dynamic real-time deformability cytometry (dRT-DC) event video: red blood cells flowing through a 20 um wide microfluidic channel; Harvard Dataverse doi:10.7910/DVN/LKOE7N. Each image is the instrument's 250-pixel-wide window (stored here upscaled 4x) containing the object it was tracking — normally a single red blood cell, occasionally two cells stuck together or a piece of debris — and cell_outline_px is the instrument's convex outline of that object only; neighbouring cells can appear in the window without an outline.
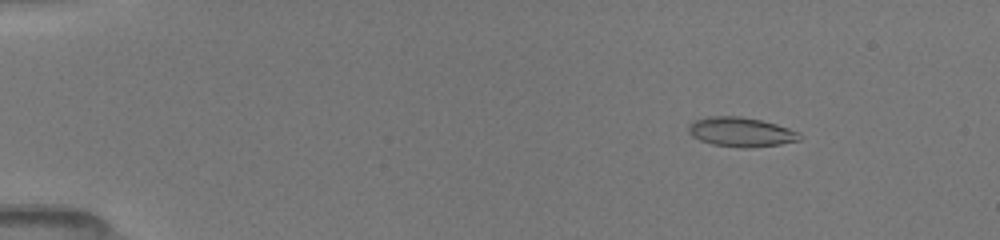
{"species": "common noctule bat (a hibernating species)", "species_latin": "Nyctalus noctula", "temperature_condition": "room temperature", "stored_images_in_passage": 51, "camera_frame_rate_fps": 3000, "um_per_image_px": 0.085, "animal": {"sex": "female", "body_mass_g": 19.5, "forearm_length_mm": 54.1}, "frame": {"image": 1, "passage_image": 7, "time_ms": 2.0, "image_size_px": [1000, 240], "cell_outline_px": [[804, 136], [800, 140], [780, 144], [712, 144], [700, 140], [692, 136], [688, 132], [688, 124], [692, 120], [708, 116], [740, 116], [760, 120], [776, 124], [800, 132]], "centroid_in_image_um": [62.95, 11.15], "position_along_channel_um": 22.1, "area_um2": 18.21}}
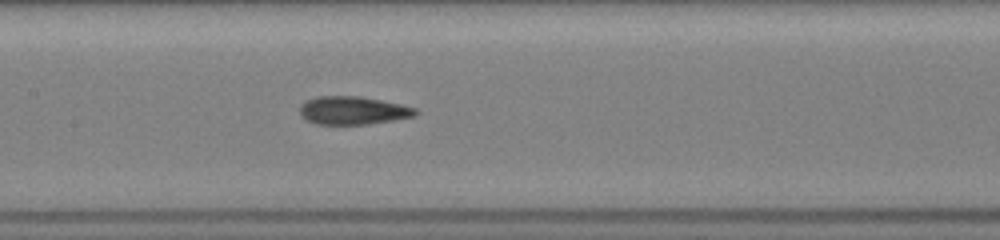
{"frame": {"image": 2, "passage_image": 26, "time_ms": 8.333, "image_size_px": [1000, 240], "cell_outline_px": [[416, 116], [368, 124], [316, 124], [308, 120], [300, 112], [300, 104], [316, 96], [360, 96], [400, 104], [416, 108]], "centroid_in_image_um": [30.0, 9.38], "position_along_channel_um": 177.4, "area_um2": 18.73}}
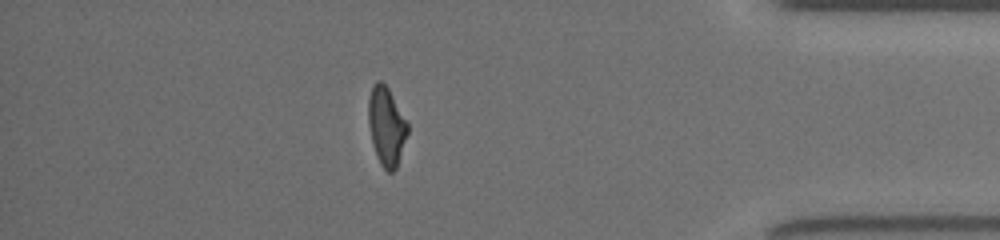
{"frame": {"image": 3, "passage_image": 45, "time_ms": 14.667, "image_size_px": [1000, 240], "cell_outline_px": [[408, 132], [396, 168], [392, 172], [388, 172], [380, 164], [376, 156], [372, 144], [368, 124], [368, 100], [372, 88], [376, 80], [380, 80], [388, 88], [408, 124]], "centroid_in_image_um": [32.82, 10.74], "position_along_channel_um": 402.4, "area_um2": 17.8}, "authors_computed_cell_mechanics": {"area_um2": 18.496, "velocity_mm_per_s": 4.0686, "shape_relaxation_time_tau1_ms": 4.5109, "shape_relaxation_time_tau2_ms": 1.4995, "deformation_change_tau1": 0.1754, "deformation_change_tau2": 0.1009}}